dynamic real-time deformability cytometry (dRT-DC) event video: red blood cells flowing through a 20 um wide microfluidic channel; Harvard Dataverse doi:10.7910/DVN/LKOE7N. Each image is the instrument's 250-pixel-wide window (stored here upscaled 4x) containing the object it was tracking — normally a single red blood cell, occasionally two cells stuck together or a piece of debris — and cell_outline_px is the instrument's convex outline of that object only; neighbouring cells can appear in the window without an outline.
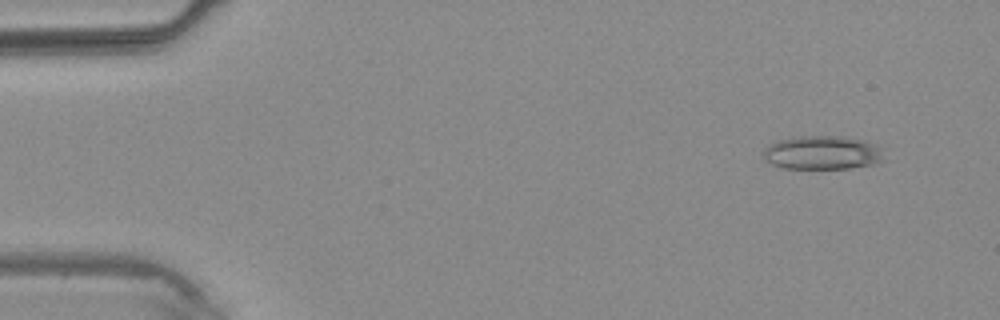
{"species": "common noctule bat (a hibernating species)", "species_latin": "Nyctalus noctula", "temperature_condition": "warm", "stored_images_in_passage": 3, "camera_frame_rate_fps": 3000, "um_per_image_px": 0.085, "animal": {"sex": "male", "body_mass_g": 20.4}, "frame": {"image": 1, "passage_image": 1, "time_ms": 0.0, "image_size_px": [1000, 320], "cell_outline_px": [[884, 160], [872, 164], [848, 168], [784, 168], [772, 164], [764, 160], [764, 148], [768, 144], [780, 140], [796, 136], [844, 136], [876, 144], [880, 148]], "centroid_in_image_um": [69.87, 12.97], "position_along_channel_um": 15.1, "area_um2": 23.58}}